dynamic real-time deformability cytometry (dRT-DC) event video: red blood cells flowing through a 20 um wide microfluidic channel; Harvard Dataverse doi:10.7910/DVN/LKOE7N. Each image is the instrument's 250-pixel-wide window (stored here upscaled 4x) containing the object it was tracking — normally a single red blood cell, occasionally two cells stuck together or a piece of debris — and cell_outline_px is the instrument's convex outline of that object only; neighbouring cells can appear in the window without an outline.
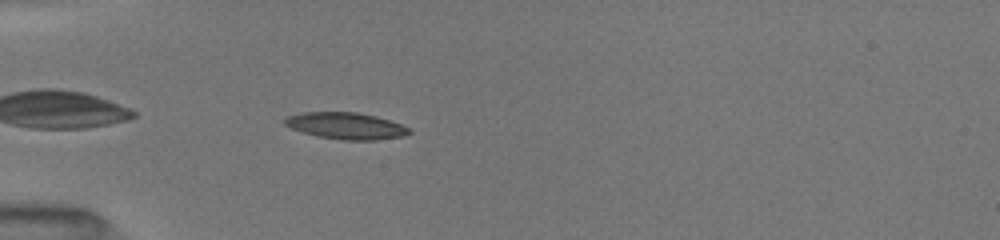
{"species": "common noctule bat (a hibernating species)", "species_latin": "Nyctalus noctula", "temperature_condition": "room temperature", "stored_images_in_passage": 38, "camera_frame_rate_fps": 3000, "um_per_image_px": 0.085, "animal": {"sex": "female", "body_mass_g": 19.5, "forearm_length_mm": 54.1}, "frame": {"image": 1, "passage_image": 3, "time_ms": 0.667, "image_size_px": [1000, 240], "cell_outline_px": [[412, 132], [400, 136], [376, 140], [344, 140], [316, 136], [292, 128], [284, 124], [284, 120], [288, 116], [304, 112], [356, 112], [376, 116], [400, 124], [408, 128]], "centroid_in_image_um": [29.39, 10.69], "position_along_channel_um": 55.6, "area_um2": 19.02}}
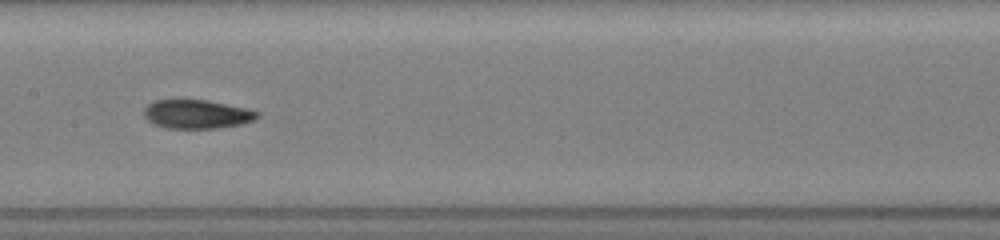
{"frame": {"image": 2, "passage_image": 14, "time_ms": 4.333, "image_size_px": [1000, 240], "cell_outline_px": [[260, 116], [252, 120], [240, 124], [220, 128], [164, 128], [152, 124], [144, 116], [144, 108], [148, 104], [156, 100], [208, 100], [248, 108], [260, 112]], "centroid_in_image_um": [16.73, 9.7], "position_along_channel_um": 190.7, "area_um2": 19.13}}
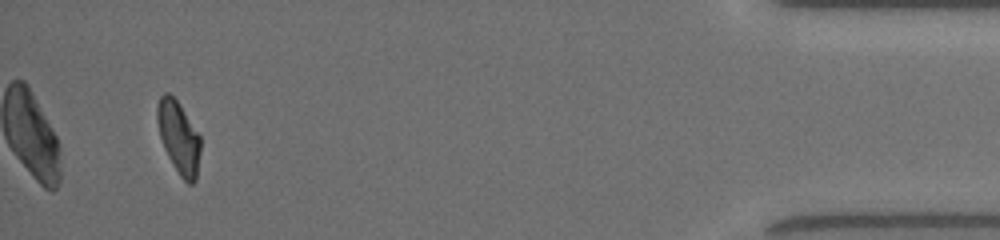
{"frame": {"image": 3, "passage_image": 36, "time_ms": 11.667, "image_size_px": [1000, 240], "cell_outline_px": [[200, 152], [196, 180], [192, 184], [188, 184], [180, 176], [172, 164], [164, 148], [160, 136], [156, 120], [156, 108], [160, 96], [164, 92], [168, 92], [176, 100], [200, 136]], "centroid_in_image_um": [15.17, 11.69], "position_along_channel_um": 420.0, "area_um2": 18.09}, "authors_computed_cell_mechanics": {"area_um2": 18.9006, "velocity_mm_per_s": 4.0175, "shape_relaxation_time_tau1_ms": 5.3619, "shape_relaxation_time_tau2_ms": 2.9563, "deformation_change_tau1": 0.1994, "deformation_change_tau2": 0.0771}}